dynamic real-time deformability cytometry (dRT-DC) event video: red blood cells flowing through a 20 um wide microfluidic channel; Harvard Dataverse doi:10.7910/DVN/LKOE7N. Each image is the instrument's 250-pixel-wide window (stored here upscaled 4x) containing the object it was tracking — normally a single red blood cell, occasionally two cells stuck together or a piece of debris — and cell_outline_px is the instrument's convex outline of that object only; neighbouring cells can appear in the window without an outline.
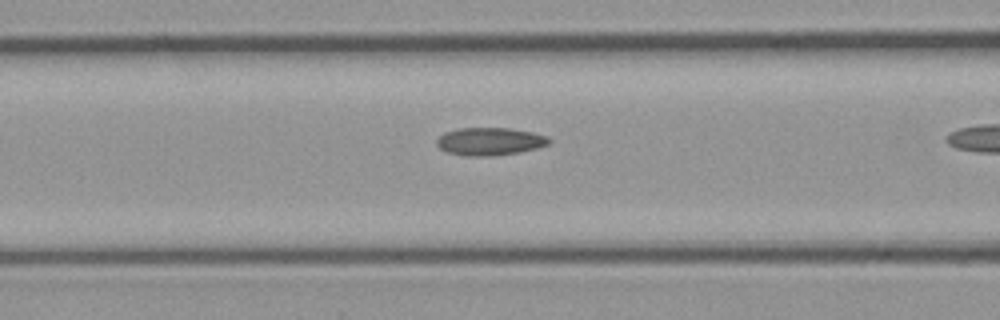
{"species": "common noctule bat (a hibernating species)", "species_latin": "Nyctalus noctula", "temperature_condition": "cold", "stored_images_in_passage": 16, "camera_frame_rate_fps": 3000, "um_per_image_px": 0.085, "animal": {"sex": "male", "body_mass_g": 23.1, "forearm_length_mm": 52.7}, "frame": {"image": 1, "passage_image": 14, "time_ms": 4.333, "image_size_px": [1000, 320], "cell_outline_px": [[552, 140], [548, 144], [536, 148], [520, 152], [496, 156], [464, 156], [448, 152], [440, 148], [436, 144], [436, 140], [444, 132], [460, 128], [508, 128], [532, 132], [548, 136]], "centroid_in_image_um": [41.64, 12.02], "position_along_channel_um": 125.0, "area_um2": 18.26}}